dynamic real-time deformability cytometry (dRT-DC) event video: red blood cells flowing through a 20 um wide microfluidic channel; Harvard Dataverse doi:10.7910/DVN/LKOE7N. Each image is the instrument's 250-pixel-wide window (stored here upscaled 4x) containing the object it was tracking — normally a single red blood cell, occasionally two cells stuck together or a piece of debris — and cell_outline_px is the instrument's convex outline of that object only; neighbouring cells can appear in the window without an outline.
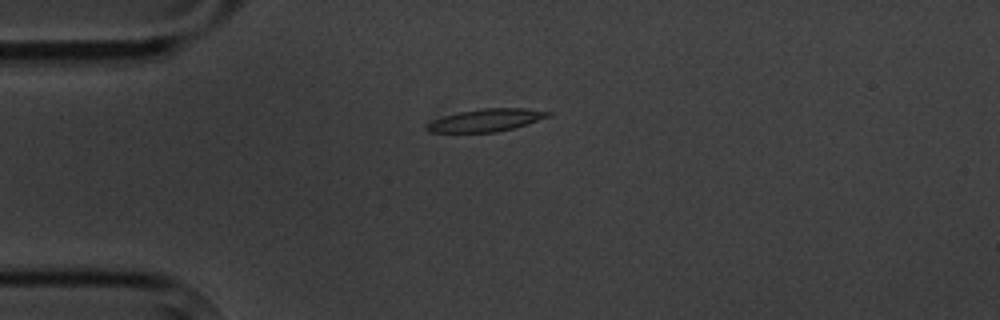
{"species": "common noctule bat (a hibernating species)", "species_latin": "Nyctalus noctula", "temperature_condition": "cold", "stored_images_in_passage": 5, "camera_frame_rate_fps": 3000, "um_per_image_px": 0.085, "animal": {"sex": "male", "body_mass_g": 20.1, "forearm_length_mm": 53.5}, "frame": {"image": 1, "passage_image": 2, "time_ms": 1.333, "image_size_px": [1000, 320], "cell_outline_px": [[552, 116], [528, 124], [496, 132], [428, 132], [424, 128], [424, 124], [432, 120], [444, 116], [460, 112], [484, 108], [524, 108], [552, 112]], "centroid_in_image_um": [41.31, 10.22], "position_along_channel_um": 43.7, "area_um2": 16.01}}
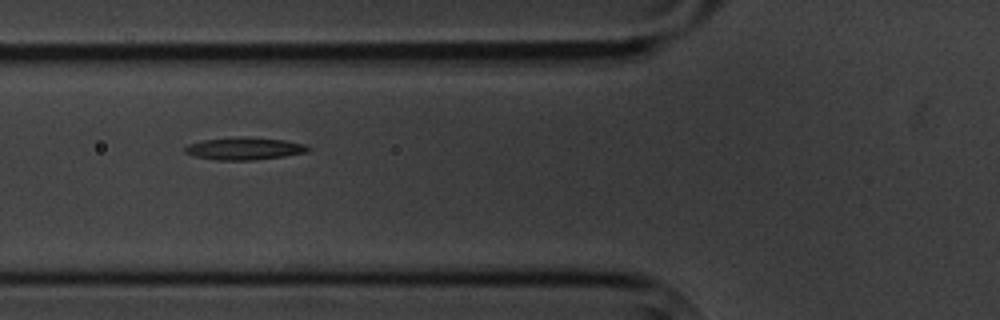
{"frame": {"image": 2, "passage_image": 4, "time_ms": 3.667, "image_size_px": [1000, 320], "cell_outline_px": [[312, 148], [308, 152], [284, 156], [252, 160], [216, 160], [192, 156], [184, 152], [184, 148], [188, 144], [204, 140], [236, 136], [248, 136], [284, 140], [304, 144]], "centroid_in_image_um": [20.76, 12.62], "position_along_channel_um": 105.0, "area_um2": 16.3}}
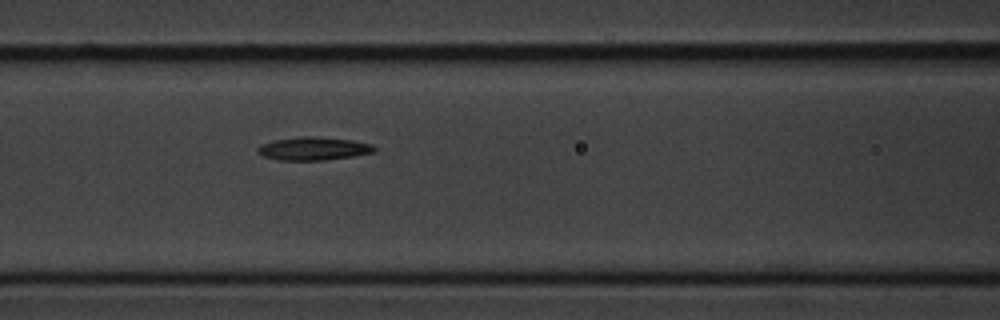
{"frame": {"image": 3, "passage_image": 5, "time_ms": 4.667, "image_size_px": [1000, 320], "cell_outline_px": [[376, 152], [352, 156], [324, 160], [280, 160], [264, 156], [256, 152], [256, 148], [260, 144], [272, 140], [300, 136], [316, 136], [352, 140], [372, 144], [376, 148]], "centroid_in_image_um": [26.62, 12.62], "position_along_channel_um": 140.0, "area_um2": 15.9}}